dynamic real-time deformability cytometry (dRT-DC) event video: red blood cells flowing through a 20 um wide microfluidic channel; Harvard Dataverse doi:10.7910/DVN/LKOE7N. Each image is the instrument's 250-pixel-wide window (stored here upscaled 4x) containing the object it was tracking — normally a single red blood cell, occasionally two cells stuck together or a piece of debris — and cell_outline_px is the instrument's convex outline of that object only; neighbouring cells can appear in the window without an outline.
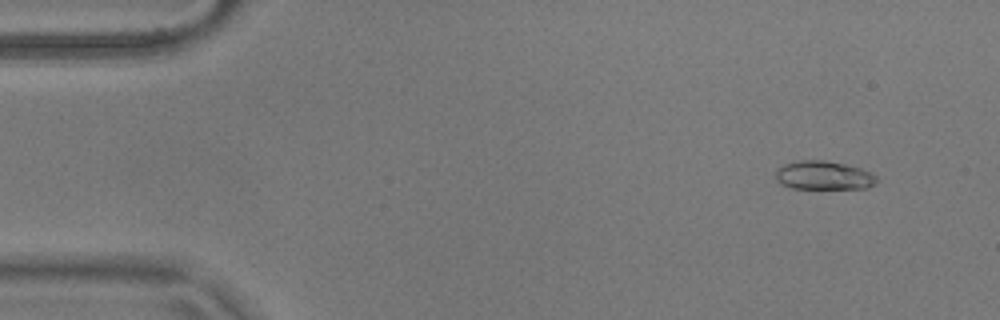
{"species": "common noctule bat (a hibernating species)", "species_latin": "Nyctalus noctula", "temperature_condition": "warm", "stored_images_in_passage": 56, "camera_frame_rate_fps": 3000, "um_per_image_px": 0.085, "animal": {"sex": "male", "body_mass_g": 17.9}, "frame": {"image": 1, "passage_image": 5, "time_ms": 1.333, "image_size_px": [1000, 320], "cell_outline_px": [[880, 180], [876, 184], [868, 188], [792, 188], [780, 184], [776, 180], [776, 168], [784, 164], [800, 160], [824, 160], [844, 164], [860, 168], [872, 172]], "centroid_in_image_um": [70.03, 14.91], "position_along_channel_um": 15.0, "area_um2": 17.05}}
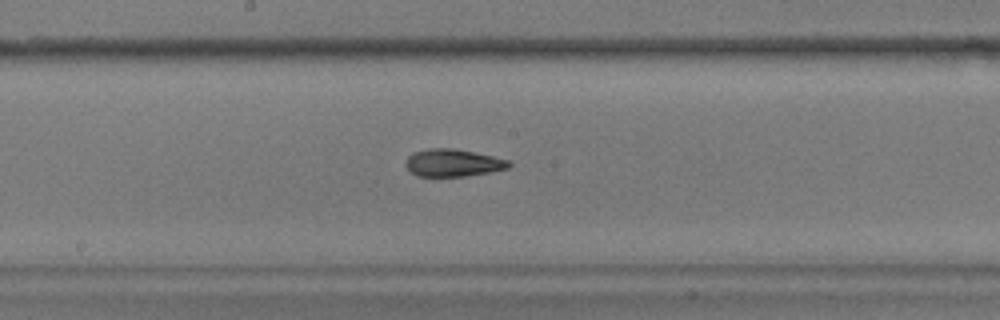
{"frame": {"image": 2, "passage_image": 29, "time_ms": 9.333, "image_size_px": [1000, 320], "cell_outline_px": [[512, 164], [508, 168], [492, 172], [464, 176], [416, 176], [404, 164], [408, 156], [412, 152], [428, 148], [452, 148], [492, 156], [508, 160]], "centroid_in_image_um": [38.48, 13.84], "position_along_channel_um": 209.7, "area_um2": 16.47}}
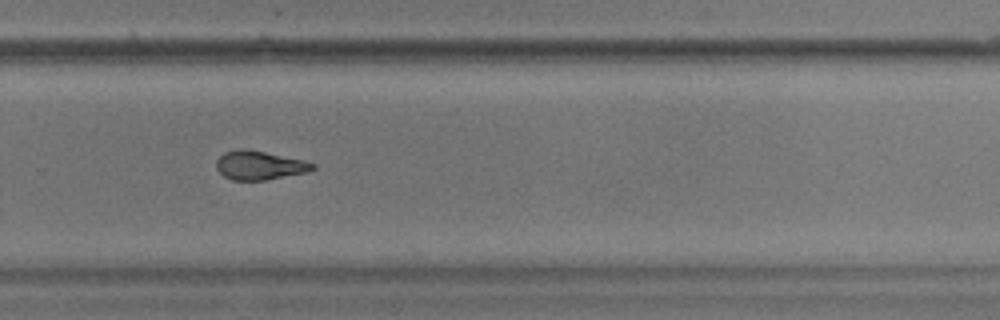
{"frame": {"image": 3, "passage_image": 37, "time_ms": 12.0, "image_size_px": [1000, 320], "cell_outline_px": [[316, 168], [308, 172], [264, 180], [232, 180], [224, 176], [216, 168], [216, 160], [224, 152], [240, 148], [244, 148], [304, 160], [316, 164]], "centroid_in_image_um": [22.05, 14.05], "position_along_channel_um": 307.7, "area_um2": 16.18}, "authors_computed_cell_mechanics": {"area_um2": 16.8776, "velocity_mm_per_s": 3.6902, "shape_relaxation_time_tau1_ms": 3.4665, "shape_relaxation_time_tau2_ms": 3.9869, "deformation_change_tau1": 0.1261, "deformation_change_tau2": 0.0938}}